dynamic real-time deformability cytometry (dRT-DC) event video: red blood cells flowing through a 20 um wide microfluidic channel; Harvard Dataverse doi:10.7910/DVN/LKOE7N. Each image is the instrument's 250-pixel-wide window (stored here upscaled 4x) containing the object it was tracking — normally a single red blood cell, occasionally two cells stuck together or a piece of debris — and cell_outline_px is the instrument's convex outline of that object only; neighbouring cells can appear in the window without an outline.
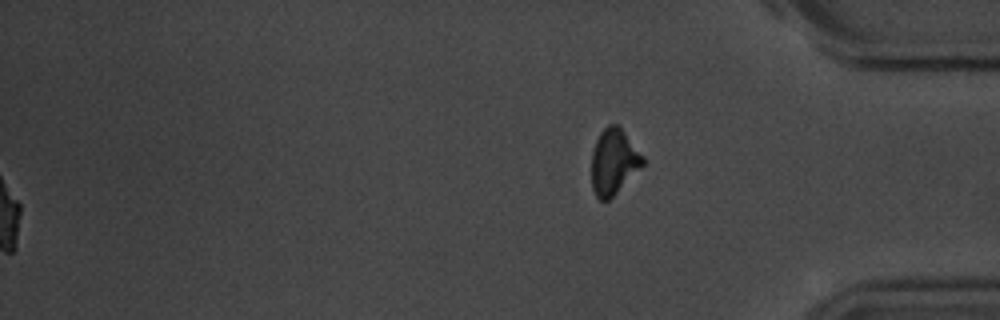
{"species": "common noctule bat (a hibernating species)", "species_latin": "Nyctalus noctula", "temperature_condition": "room temperature", "stored_images_in_passage": 40, "segment_of_instrument_passage": [2, 2], "camera_frame_rate_fps": 3000, "um_per_image_px": 0.085, "animal": {"sex": "male", "body_mass_g": 20.1, "forearm_length_mm": 53.5}, "frame": {"image": 1, "passage_image": 40, "time_ms": 13.0, "image_size_px": [1000, 320], "cell_outline_px": [[644, 164], [608, 200], [600, 200], [596, 196], [592, 188], [592, 152], [596, 140], [600, 132], [608, 124], [616, 124], [624, 132], [644, 156]], "centroid_in_image_um": [52.15, 13.73], "position_along_channel_um": 383.0, "area_um2": 19.25}}